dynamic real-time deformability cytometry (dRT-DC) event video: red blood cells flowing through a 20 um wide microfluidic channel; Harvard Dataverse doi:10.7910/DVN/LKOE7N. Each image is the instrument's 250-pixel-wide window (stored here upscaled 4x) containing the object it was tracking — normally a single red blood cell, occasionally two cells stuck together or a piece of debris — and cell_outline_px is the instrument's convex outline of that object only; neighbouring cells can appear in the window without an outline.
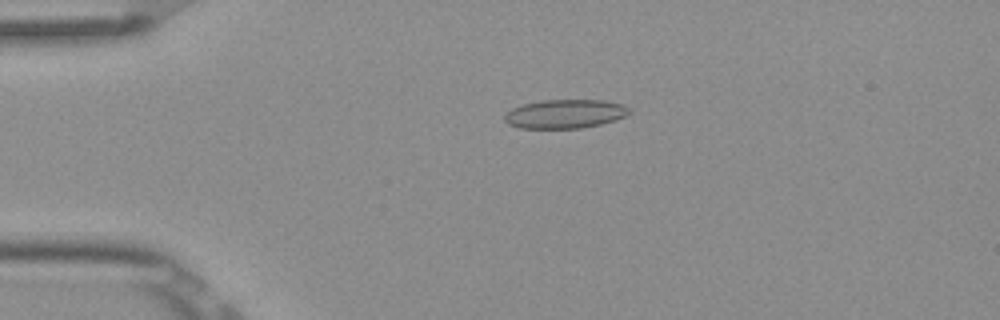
{"species": "Egyptian fruit bat (a non-hibernating species)", "species_latin": "Rousettus aegyptiacus", "temperature_condition": "room temperature", "stored_images_in_passage": 5, "camera_frame_rate_fps": 3000, "um_per_image_px": 0.085, "frame": {"image": 1, "passage_image": 4, "time_ms": 1.0, "image_size_px": [1000, 320], "cell_outline_px": [[632, 112], [616, 120], [600, 124], [580, 128], [520, 128], [508, 124], [504, 120], [504, 116], [512, 108], [524, 104], [540, 100], [604, 100], [624, 104], [632, 108]], "centroid_in_image_um": [48.07, 9.67], "position_along_channel_um": 36.9, "area_um2": 21.1}}
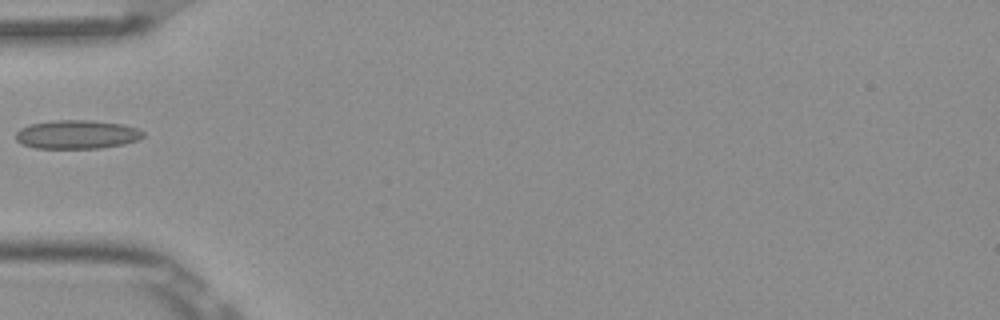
{"frame": {"image": 2, "passage_image": 5, "time_ms": 1.333, "image_size_px": [1000, 320], "cell_outline_px": [[144, 136], [136, 140], [124, 144], [100, 148], [36, 148], [20, 144], [16, 140], [16, 132], [20, 128], [28, 124], [52, 120], [92, 120], [124, 124], [136, 128], [144, 132]], "centroid_in_image_um": [6.51, 11.42], "position_along_channel_um": 78.5, "area_um2": 21.5}}